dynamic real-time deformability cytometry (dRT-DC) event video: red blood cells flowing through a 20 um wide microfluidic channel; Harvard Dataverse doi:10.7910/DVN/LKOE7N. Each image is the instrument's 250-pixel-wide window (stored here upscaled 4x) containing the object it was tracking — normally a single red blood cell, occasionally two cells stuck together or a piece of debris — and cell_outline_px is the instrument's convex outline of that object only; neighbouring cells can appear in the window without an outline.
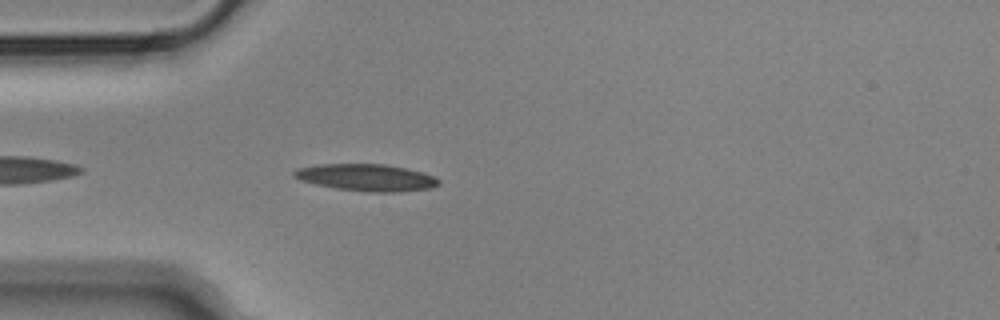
{"species": "Egyptian fruit bat (a non-hibernating species)", "species_latin": "Rousettus aegyptiacus", "temperature_condition": "cold", "stored_images_in_passage": 12, "camera_frame_rate_fps": 3000, "um_per_image_px": 0.085, "animal": {"sex": "male"}, "frame": {"image": 1, "passage_image": 4, "time_ms": 1.0, "image_size_px": [1000, 320], "cell_outline_px": [[440, 184], [432, 188], [400, 192], [372, 192], [336, 188], [316, 184], [300, 180], [292, 176], [292, 172], [300, 168], [320, 164], [384, 164], [424, 172], [440, 180]], "centroid_in_image_um": [31.17, 15.09], "position_along_channel_um": 53.8, "area_um2": 22.6}}
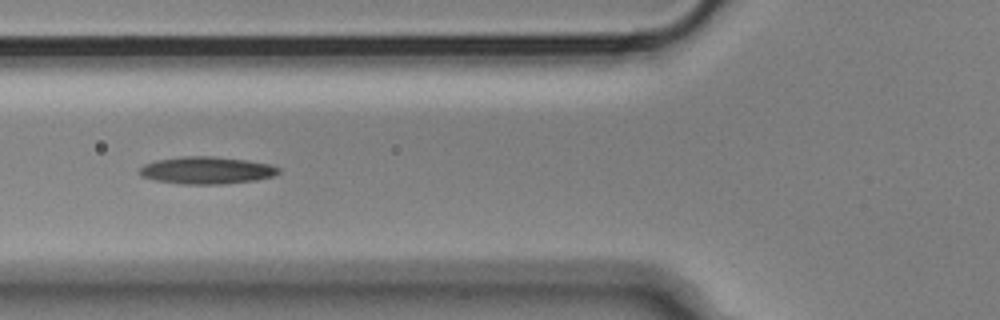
{"frame": {"image": 2, "passage_image": 9, "time_ms": 2.667, "image_size_px": [1000, 320], "cell_outline_px": [[280, 172], [272, 176], [256, 180], [224, 184], [180, 184], [152, 180], [140, 176], [136, 172], [144, 164], [156, 160], [184, 156], [212, 156], [244, 160], [272, 164], [280, 168]], "centroid_in_image_um": [17.52, 14.48], "position_along_channel_um": 108.3, "area_um2": 22.31}}